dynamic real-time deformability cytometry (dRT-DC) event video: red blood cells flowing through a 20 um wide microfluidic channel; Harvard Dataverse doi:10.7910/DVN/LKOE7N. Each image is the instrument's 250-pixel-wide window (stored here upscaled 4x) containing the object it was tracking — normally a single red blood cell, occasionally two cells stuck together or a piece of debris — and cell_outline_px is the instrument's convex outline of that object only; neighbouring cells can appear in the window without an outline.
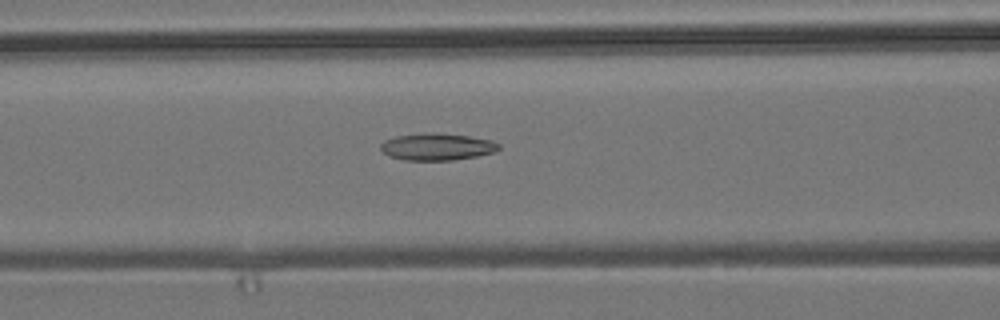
{"species": "common noctule bat (a hibernating species)", "species_latin": "Nyctalus noctula", "temperature_condition": "room temperature", "stored_images_in_passage": 28, "camera_frame_rate_fps": 3000, "um_per_image_px": 0.085, "animal": {"sex": "male", "body_mass_g": 19.2, "forearm_length_mm": 51.8}, "frame": {"image": 1, "passage_image": 6, "time_ms": 1.667, "image_size_px": [1000, 320], "cell_outline_px": [[500, 148], [496, 152], [476, 156], [452, 160], [404, 160], [388, 156], [380, 148], [380, 144], [384, 140], [396, 136], [424, 132], [432, 132], [468, 136], [492, 140], [500, 144]], "centroid_in_image_um": [37.14, 12.47], "position_along_channel_um": 129.5, "area_um2": 18.73}}
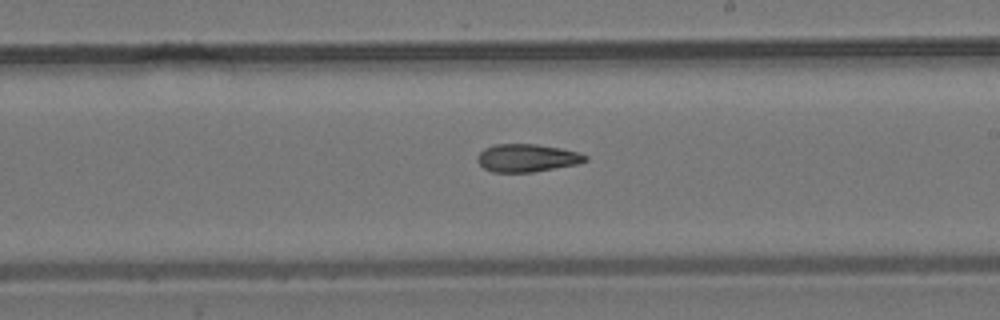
{"frame": {"image": 2, "passage_image": 15, "time_ms": 4.667, "image_size_px": [1000, 320], "cell_outline_px": [[588, 160], [580, 164], [532, 172], [492, 172], [484, 168], [476, 160], [476, 156], [484, 148], [496, 144], [536, 144], [560, 148], [580, 152], [588, 156]], "centroid_in_image_um": [44.82, 13.42], "position_along_channel_um": 244.2, "area_um2": 17.69}}
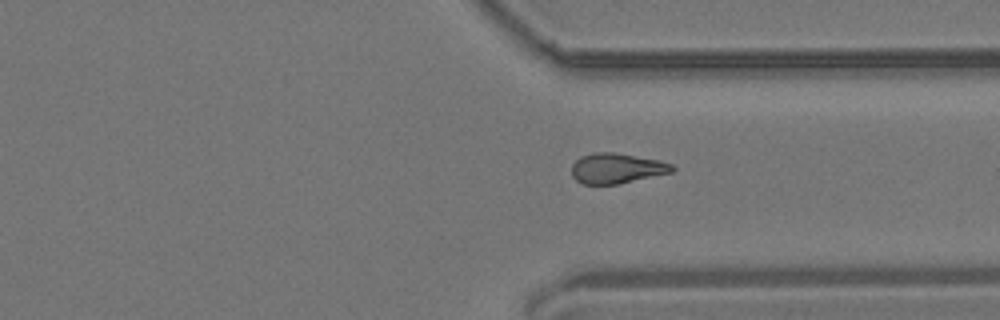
{"frame": {"image": 3, "passage_image": 24, "time_ms": 7.667, "image_size_px": [1000, 320], "cell_outline_px": [[676, 168], [672, 172], [620, 184], [584, 184], [576, 180], [572, 176], [572, 164], [580, 156], [592, 152], [612, 152], [656, 160], [672, 164]], "centroid_in_image_um": [52.39, 14.31], "position_along_channel_um": 359.0, "area_um2": 17.63}}